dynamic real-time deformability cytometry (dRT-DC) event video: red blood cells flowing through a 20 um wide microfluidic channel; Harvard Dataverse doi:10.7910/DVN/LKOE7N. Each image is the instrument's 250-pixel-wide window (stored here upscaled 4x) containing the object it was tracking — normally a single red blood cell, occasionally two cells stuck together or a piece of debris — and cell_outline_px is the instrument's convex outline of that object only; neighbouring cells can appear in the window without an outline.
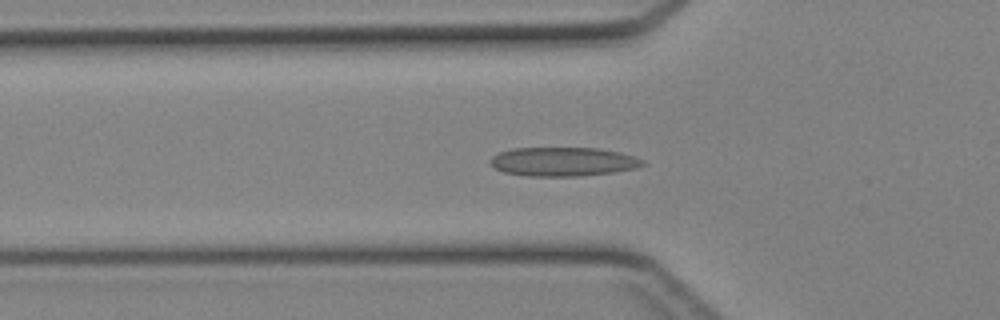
{"species": "Egyptian fruit bat (a non-hibernating species)", "species_latin": "Rousettus aegyptiacus", "temperature_condition": "cold", "stored_images_in_passage": 34, "camera_frame_rate_fps": 3000, "um_per_image_px": 0.085, "animal": {"sex": "female"}, "frame": {"image": 1, "passage_image": 5, "time_ms": 1.333, "image_size_px": [1000, 320], "cell_outline_px": [[644, 164], [636, 168], [612, 172], [580, 176], [528, 176], [504, 172], [496, 168], [488, 160], [492, 156], [500, 152], [512, 148], [596, 148], [620, 152], [644, 160]], "centroid_in_image_um": [47.84, 13.74], "position_along_channel_um": 78.0, "area_um2": 25.55}}
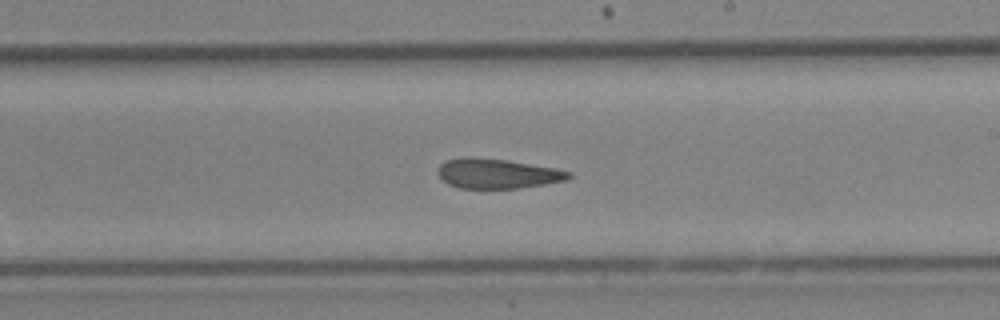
{"frame": {"image": 2, "passage_image": 16, "time_ms": 5.0, "image_size_px": [1000, 320], "cell_outline_px": [[572, 176], [568, 180], [520, 188], [460, 188], [448, 184], [436, 172], [440, 164], [444, 160], [468, 156], [508, 160], [556, 168], [572, 172]], "centroid_in_image_um": [42.28, 14.74], "position_along_channel_um": 246.7, "area_um2": 22.89}}
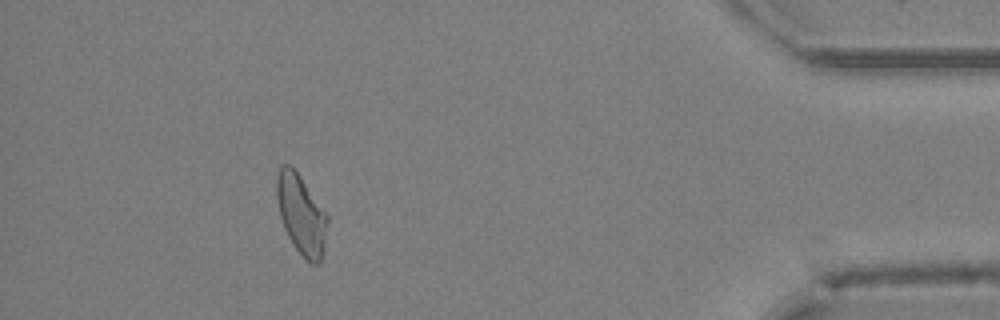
{"frame": {"image": 3, "passage_image": 30, "time_ms": 9.667, "image_size_px": [1000, 320], "cell_outline_px": [[328, 224], [324, 248], [320, 264], [308, 264], [304, 260], [292, 244], [284, 228], [280, 216], [276, 196], [276, 176], [280, 164], [292, 164], [328, 216]], "centroid_in_image_um": [25.59, 18.24], "position_along_channel_um": 409.6, "area_um2": 23.99}}